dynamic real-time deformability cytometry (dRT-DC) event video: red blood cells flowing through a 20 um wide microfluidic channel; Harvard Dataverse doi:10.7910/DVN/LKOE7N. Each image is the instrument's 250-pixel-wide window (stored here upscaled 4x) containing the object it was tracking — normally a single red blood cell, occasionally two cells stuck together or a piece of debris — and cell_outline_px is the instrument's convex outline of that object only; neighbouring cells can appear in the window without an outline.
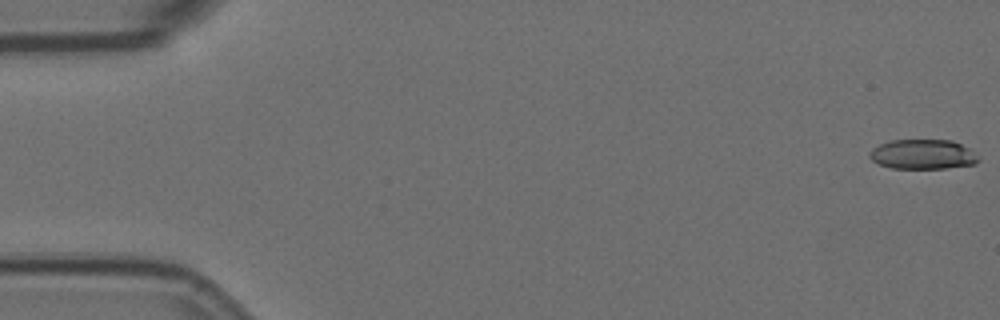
{"species": "Egyptian fruit bat (a non-hibernating species)", "species_latin": "Rousettus aegyptiacus", "temperature_condition": "room temperature", "stored_images_in_passage": 4, "camera_frame_rate_fps": 3000, "um_per_image_px": 0.085, "animal": {"sex": "female"}, "frame": {"image": 1, "passage_image": 1, "time_ms": 0.0, "image_size_px": [1000, 320], "cell_outline_px": [[980, 160], [976, 164], [948, 168], [892, 168], [880, 164], [872, 160], [868, 156], [868, 152], [872, 148], [880, 144], [892, 140], [952, 140], [968, 148]], "centroid_in_image_um": [78.42, 13.12], "position_along_channel_um": 6.6, "area_um2": 18.79}}
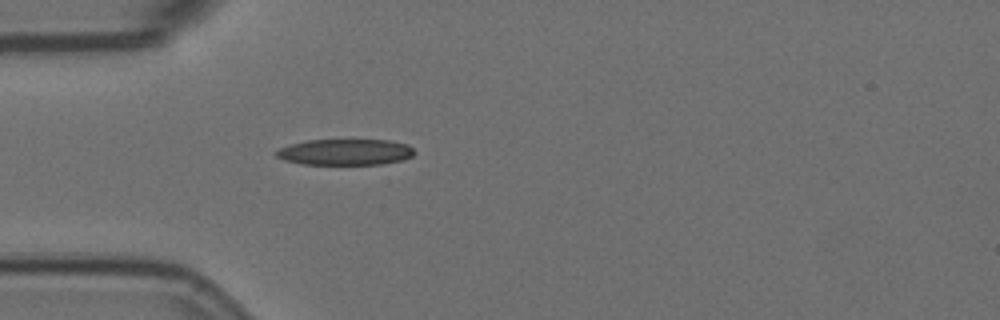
{"frame": {"image": 2, "passage_image": 4, "time_ms": 1.0, "image_size_px": [1000, 320], "cell_outline_px": [[416, 152], [412, 156], [404, 160], [380, 164], [300, 164], [284, 160], [276, 156], [272, 152], [288, 144], [308, 140], [388, 140], [408, 144]], "centroid_in_image_um": [29.32, 12.92], "position_along_channel_um": 55.7, "area_um2": 21.15}}